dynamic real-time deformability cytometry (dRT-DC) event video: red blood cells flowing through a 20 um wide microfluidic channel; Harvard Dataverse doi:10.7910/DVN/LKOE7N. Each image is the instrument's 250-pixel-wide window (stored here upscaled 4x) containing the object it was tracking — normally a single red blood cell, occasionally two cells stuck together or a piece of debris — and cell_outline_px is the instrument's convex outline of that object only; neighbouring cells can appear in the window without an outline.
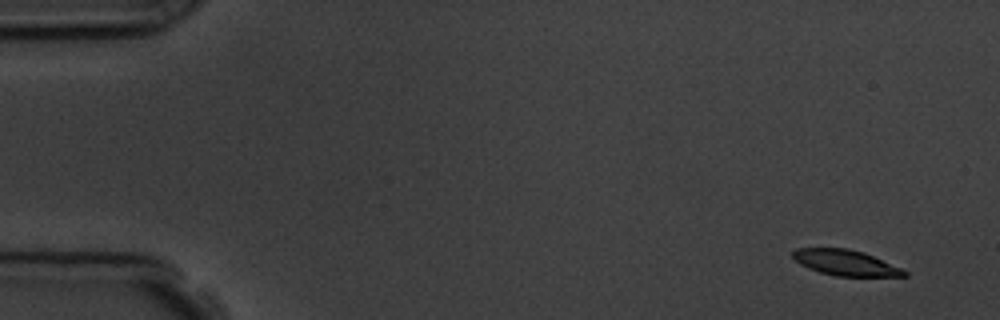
{"species": "common noctule bat (a hibernating species)", "species_latin": "Nyctalus noctula", "temperature_condition": "room temperature", "stored_images_in_passage": 6, "segment_of_instrument_passage": [1, 2], "camera_frame_rate_fps": 3000, "um_per_image_px": 0.085, "animal": {"sex": "male", "body_mass_g": 19.5, "forearm_length_mm": 54.6}, "frame": {"image": 1, "passage_image": 1, "time_ms": 0.0, "image_size_px": [1000, 320], "cell_outline_px": [[908, 276], [836, 276], [820, 272], [808, 268], [800, 264], [792, 256], [792, 252], [796, 248], [848, 248], [864, 252], [900, 268], [908, 272]], "centroid_in_image_um": [71.85, 22.32], "position_along_channel_um": 13.2, "area_um2": 16.53}}
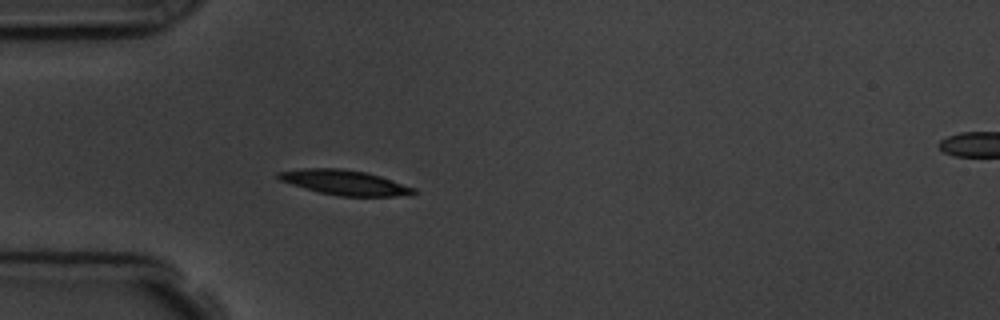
{"frame": {"image": 2, "passage_image": 5, "time_ms": 4.333, "image_size_px": [1000, 320], "cell_outline_px": [[416, 192], [396, 196], [340, 196], [320, 192], [292, 184], [280, 180], [276, 176], [276, 172], [300, 168], [340, 168], [364, 172], [380, 176], [416, 188]], "centroid_in_image_um": [29.26, 15.5], "position_along_channel_um": 55.7, "area_um2": 19.36}}